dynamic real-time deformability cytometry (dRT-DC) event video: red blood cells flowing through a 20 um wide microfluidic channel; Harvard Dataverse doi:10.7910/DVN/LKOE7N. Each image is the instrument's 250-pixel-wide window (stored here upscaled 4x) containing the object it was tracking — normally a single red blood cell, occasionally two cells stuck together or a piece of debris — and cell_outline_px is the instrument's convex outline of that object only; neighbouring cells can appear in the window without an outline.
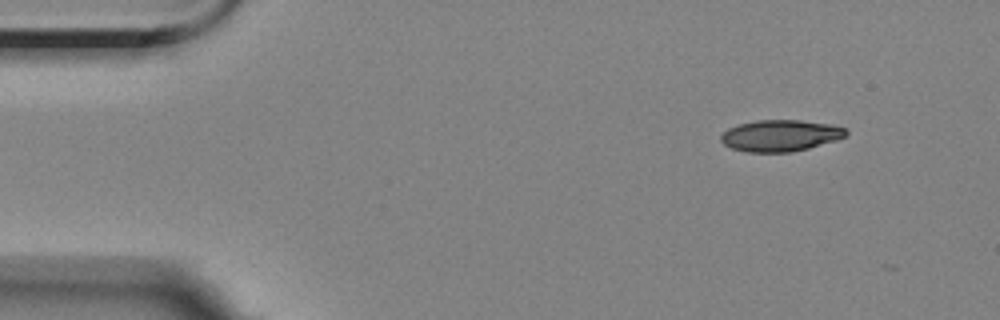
{"species": "Egyptian fruit bat (a non-hibernating species)", "species_latin": "Rousettus aegyptiacus", "temperature_condition": "room temperature", "stored_images_in_passage": 5, "segment_of_instrument_passage": [2, 2], "camera_frame_rate_fps": 3000, "um_per_image_px": 0.085, "animal": {"sex": "female"}, "frame": {"image": 1, "passage_image": 5, "time_ms": 4.333, "image_size_px": [1000, 320], "cell_outline_px": [[848, 136], [836, 140], [808, 148], [792, 152], [748, 152], [732, 148], [724, 144], [720, 140], [720, 136], [728, 128], [740, 124], [756, 120], [800, 120], [832, 124], [848, 128]], "centroid_in_image_um": [66.38, 11.52], "position_along_channel_um": 18.6, "area_um2": 23.06}}